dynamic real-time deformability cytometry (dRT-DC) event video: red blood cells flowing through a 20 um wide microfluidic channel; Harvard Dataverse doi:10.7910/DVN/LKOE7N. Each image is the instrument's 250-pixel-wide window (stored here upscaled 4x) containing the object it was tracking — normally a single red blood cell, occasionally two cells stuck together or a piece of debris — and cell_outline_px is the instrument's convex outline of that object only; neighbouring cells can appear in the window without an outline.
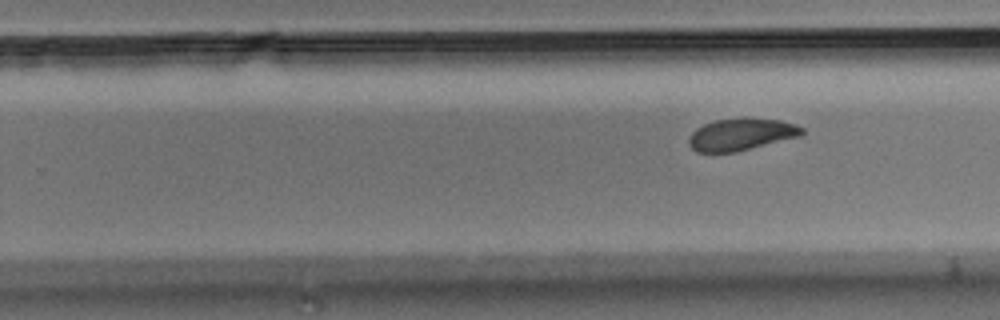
{"species": "Egyptian fruit bat (a non-hibernating species)", "species_latin": "Rousettus aegyptiacus", "temperature_condition": "room temperature", "stored_images_in_passage": 11, "segment_of_instrument_passage": [2, 2], "camera_frame_rate_fps": 3000, "um_per_image_px": 0.085, "animal": {"sex": "male"}, "frame": {"image": 1, "passage_image": 11, "time_ms": 3.333, "image_size_px": [1000, 320], "cell_outline_px": [[804, 132], [800, 136], [736, 152], [696, 152], [688, 144], [688, 136], [696, 128], [704, 124], [716, 120], [780, 120], [796, 124], [804, 128]], "centroid_in_image_um": [62.97, 11.46], "position_along_channel_um": 266.8, "area_um2": 20.58}}